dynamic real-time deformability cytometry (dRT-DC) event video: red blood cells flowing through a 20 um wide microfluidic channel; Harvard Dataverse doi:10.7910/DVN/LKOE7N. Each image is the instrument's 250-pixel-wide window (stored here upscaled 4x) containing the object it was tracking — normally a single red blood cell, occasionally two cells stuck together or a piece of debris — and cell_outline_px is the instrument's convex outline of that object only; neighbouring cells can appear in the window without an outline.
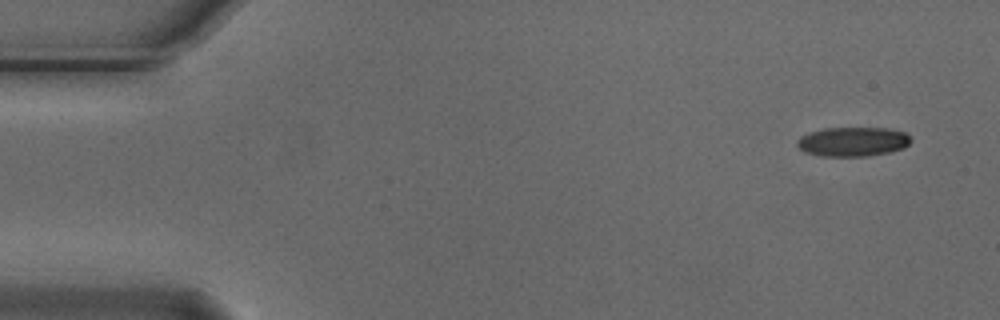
{"species": "Egyptian fruit bat (a non-hibernating species)", "species_latin": "Rousettus aegyptiacus", "temperature_condition": "cold", "stored_images_in_passage": 3, "camera_frame_rate_fps": 3000, "um_per_image_px": 0.085, "animal": {"sex": "male"}, "frame": {"image": 1, "passage_image": 1, "time_ms": 0.0, "image_size_px": [1000, 320], "cell_outline_px": [[912, 140], [904, 148], [892, 152], [868, 156], [820, 156], [804, 152], [796, 144], [796, 140], [800, 136], [808, 132], [824, 128], [888, 128], [904, 132]], "centroid_in_image_um": [72.47, 12.04], "position_along_channel_um": 12.5, "area_um2": 19.65}}